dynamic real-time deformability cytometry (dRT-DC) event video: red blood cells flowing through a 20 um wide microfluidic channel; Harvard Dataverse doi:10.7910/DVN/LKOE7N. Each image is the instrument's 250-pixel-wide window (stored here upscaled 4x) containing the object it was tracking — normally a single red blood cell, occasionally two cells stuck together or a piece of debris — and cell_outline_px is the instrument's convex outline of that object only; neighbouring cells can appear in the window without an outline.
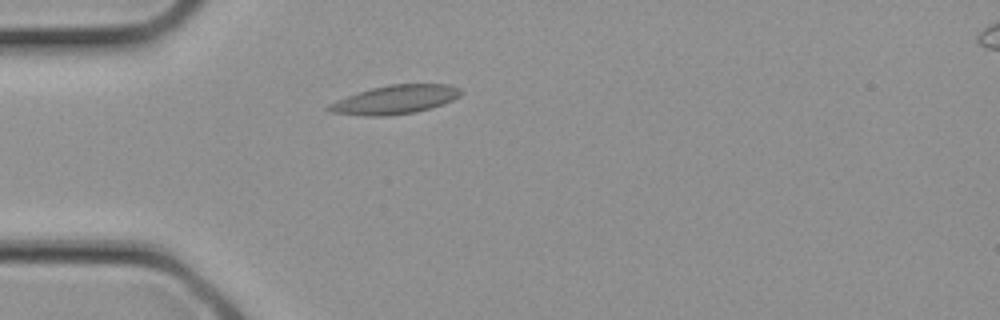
{"species": "common noctule bat (a hibernating species)", "species_latin": "Nyctalus noctula", "temperature_condition": "cold", "stored_images_in_passage": 13, "camera_frame_rate_fps": 3000, "um_per_image_px": 0.085, "animal": {"sex": "female", "body_mass_g": 21.9}, "frame": {"image": 1, "passage_image": 2, "time_ms": 0.333, "image_size_px": [1000, 320], "cell_outline_px": [[464, 92], [460, 96], [444, 104], [432, 108], [416, 112], [392, 116], [364, 116], [332, 112], [324, 108], [328, 104], [336, 100], [372, 88], [388, 84], [448, 84], [460, 88]], "centroid_in_image_um": [33.62, 8.47], "position_along_channel_um": 51.4, "area_um2": 22.31}}
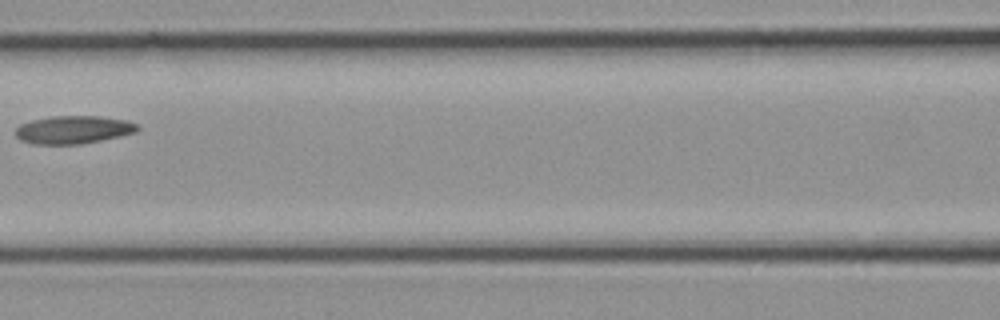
{"frame": {"image": 2, "passage_image": 7, "time_ms": 2.0, "image_size_px": [1000, 320], "cell_outline_px": [[140, 128], [136, 132], [120, 136], [80, 144], [32, 144], [20, 140], [16, 136], [16, 128], [20, 124], [32, 120], [52, 116], [100, 116], [128, 120], [140, 124]], "centroid_in_image_um": [6.27, 11.02], "position_along_channel_um": 160.3, "area_um2": 20.0}}
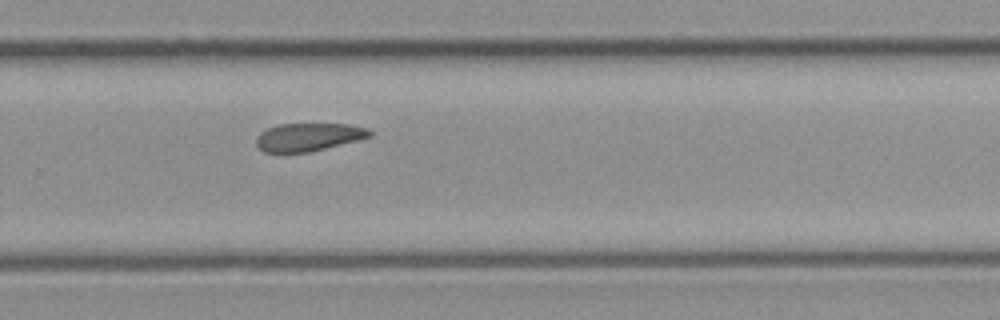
{"frame": {"image": 3, "passage_image": 13, "time_ms": 4.0, "image_size_px": [1000, 320], "cell_outline_px": [[372, 136], [360, 140], [312, 152], [264, 152], [256, 144], [256, 136], [260, 132], [268, 128], [280, 124], [348, 124], [368, 128], [372, 132]], "centroid_in_image_um": [26.26, 11.65], "position_along_channel_um": 303.5, "area_um2": 18.67}}